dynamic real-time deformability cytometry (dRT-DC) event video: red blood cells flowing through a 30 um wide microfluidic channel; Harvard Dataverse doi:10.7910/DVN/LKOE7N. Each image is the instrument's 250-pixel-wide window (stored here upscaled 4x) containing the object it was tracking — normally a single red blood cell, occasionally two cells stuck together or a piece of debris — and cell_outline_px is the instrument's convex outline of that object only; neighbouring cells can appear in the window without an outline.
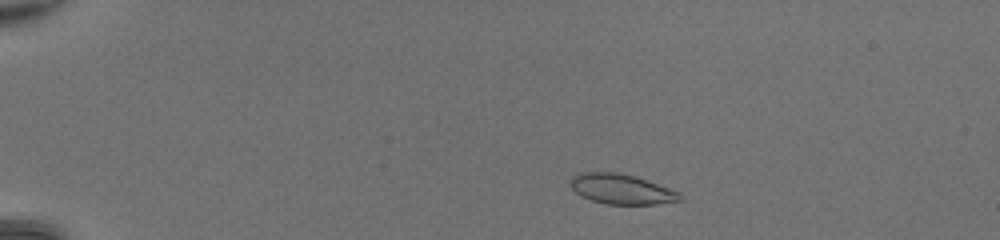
{"species": "common noctule bat (a hibernating species)", "species_latin": "Nyctalus noctula", "temperature_condition": "room temperature", "stored_images_in_passage": 43, "camera_frame_rate_fps": 3000, "um_per_image_px": 0.085, "animal": {"sex": "female", "body_mass_g": 20.0, "forearm_length_mm": 54.0}, "frame": {"image": 1, "passage_image": 5, "time_ms": 1.333, "image_size_px": [1000, 240], "cell_outline_px": [[684, 200], [656, 204], [604, 204], [580, 196], [568, 184], [568, 180], [572, 176], [580, 172], [616, 172], [632, 176], [680, 192]], "centroid_in_image_um": [52.77, 16.08], "position_along_channel_um": 32.2, "area_um2": 19.13}}
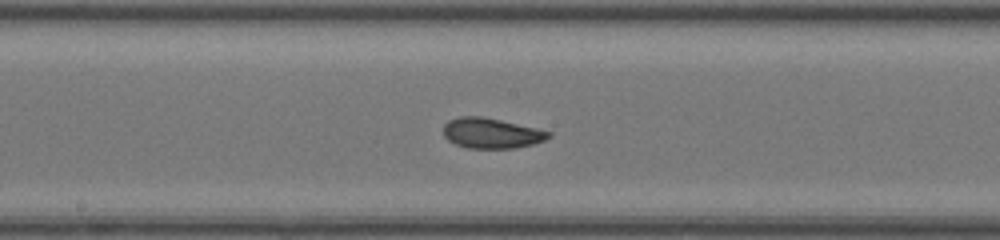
{"frame": {"image": 2, "passage_image": 23, "time_ms": 7.333, "image_size_px": [1000, 240], "cell_outline_px": [[552, 136], [544, 140], [532, 144], [516, 148], [468, 148], [456, 144], [448, 140], [444, 136], [444, 124], [448, 120], [460, 116], [480, 116], [500, 120], [536, 128], [552, 132]], "centroid_in_image_um": [41.76, 11.32], "position_along_channel_um": 206.4, "area_um2": 18.5}}
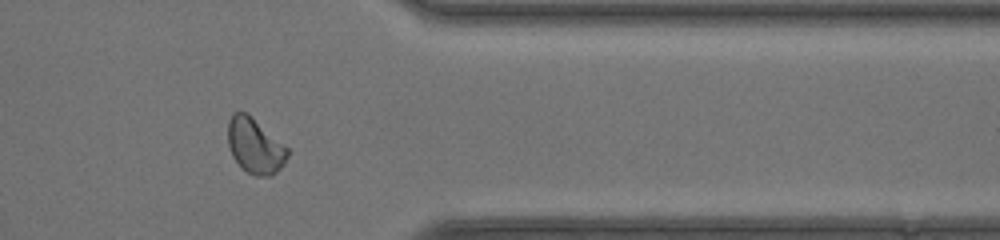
{"frame": {"image": 3, "passage_image": 36, "time_ms": 11.667, "image_size_px": [1000, 240], "cell_outline_px": [[288, 156], [284, 164], [272, 176], [256, 176], [248, 172], [232, 156], [228, 144], [228, 120], [232, 112], [248, 112], [288, 148]], "centroid_in_image_um": [21.67, 12.37], "position_along_channel_um": 389.7, "area_um2": 19.19}, "authors_computed_cell_mechanics": {"area_um2": 19.2474, "velocity_mm_per_s": 4.3908, "shape_relaxation_time_tau1_ms": 4.272, "shape_relaxation_time_tau2_ms": 0.9905, "deformation_change_tau1": 0.1255, "deformation_change_tau2": 0.0548}}